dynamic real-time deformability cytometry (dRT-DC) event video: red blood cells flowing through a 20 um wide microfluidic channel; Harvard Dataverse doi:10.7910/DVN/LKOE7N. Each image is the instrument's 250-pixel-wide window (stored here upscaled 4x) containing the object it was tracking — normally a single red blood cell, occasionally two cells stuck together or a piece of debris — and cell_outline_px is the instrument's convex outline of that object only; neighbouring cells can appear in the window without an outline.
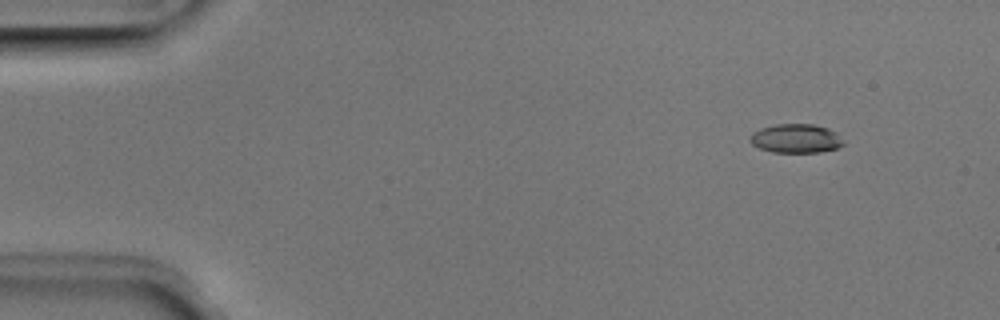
{"species": "Egyptian fruit bat (a non-hibernating species)", "species_latin": "Rousettus aegyptiacus", "temperature_condition": "room temperature", "stored_images_in_passage": 5, "camera_frame_rate_fps": 3000, "um_per_image_px": 0.085, "animal": {"sex": "male"}, "frame": {"image": 1, "passage_image": 2, "time_ms": 0.333, "image_size_px": [1000, 320], "cell_outline_px": [[844, 144], [836, 148], [820, 152], [772, 152], [760, 148], [752, 144], [748, 140], [752, 132], [760, 128], [776, 124], [812, 124], [828, 128], [836, 132], [844, 140]], "centroid_in_image_um": [67.64, 11.76], "position_along_channel_um": 17.4, "area_um2": 15.84}}
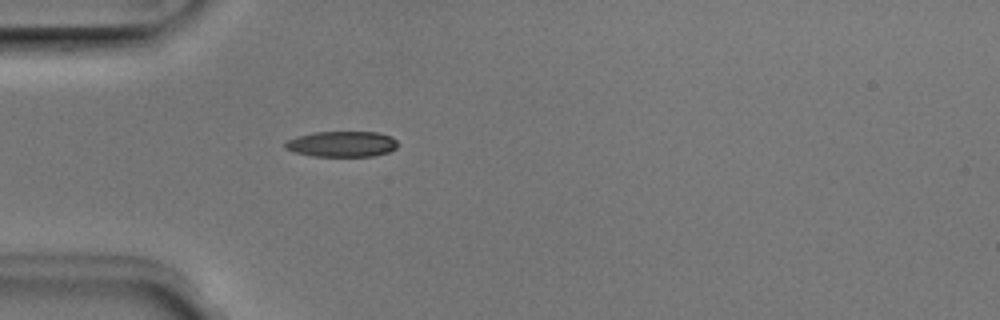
{"frame": {"image": 2, "passage_image": 5, "time_ms": 1.333, "image_size_px": [1000, 320], "cell_outline_px": [[396, 148], [388, 152], [376, 156], [312, 156], [296, 152], [284, 148], [284, 144], [288, 140], [296, 136], [312, 132], [376, 132], [392, 136], [396, 140]], "centroid_in_image_um": [29.05, 12.24], "position_along_channel_um": 55.9, "area_um2": 16.88}}